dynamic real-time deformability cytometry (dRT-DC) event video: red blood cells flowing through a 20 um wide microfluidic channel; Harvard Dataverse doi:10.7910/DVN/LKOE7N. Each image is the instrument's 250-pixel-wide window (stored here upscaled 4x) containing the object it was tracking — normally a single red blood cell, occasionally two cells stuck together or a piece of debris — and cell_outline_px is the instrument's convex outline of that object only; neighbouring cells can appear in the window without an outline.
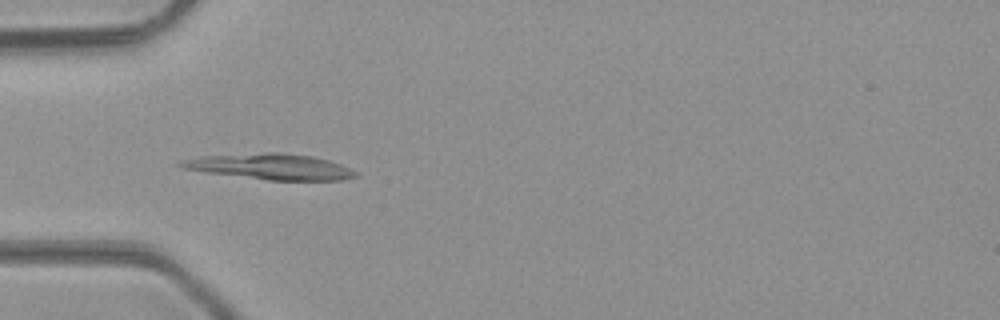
{"species": "common noctule bat (a hibernating species)", "species_latin": "Nyctalus noctula", "temperature_condition": "room temperature", "stored_images_in_passage": 37, "camera_frame_rate_fps": 3000, "um_per_image_px": 0.085, "animal": {"sex": "male", "body_mass_g": 23.1, "forearm_length_mm": 52.7}, "frame": {"image": 1, "passage_image": 4, "time_ms": 1.0, "image_size_px": [1000, 320], "cell_outline_px": [[360, 176], [344, 180], [268, 180], [204, 172], [184, 168], [176, 164], [176, 160], [200, 156], [268, 152], [284, 152], [312, 156], [328, 160], [340, 164], [356, 172]], "centroid_in_image_um": [22.95, 14.16], "position_along_channel_um": 62.1, "area_um2": 26.41}}
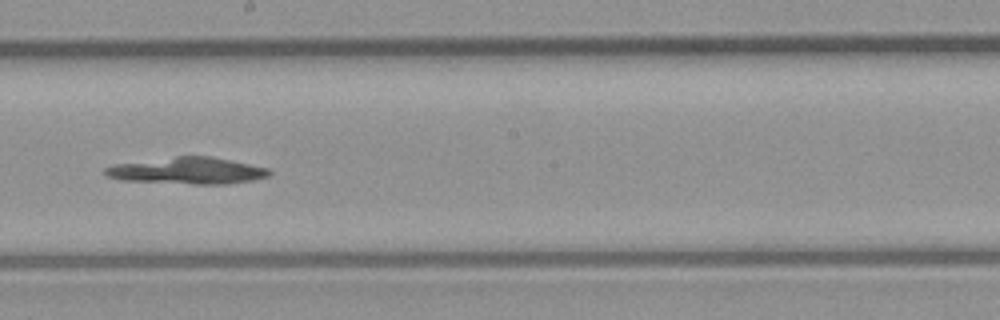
{"frame": {"image": 2, "passage_image": 16, "time_ms": 5.0, "image_size_px": [1000, 320], "cell_outline_px": [[272, 172], [268, 176], [252, 180], [228, 184], [192, 184], [120, 180], [104, 176], [104, 168], [112, 164], [176, 156], [212, 156], [268, 168]], "centroid_in_image_um": [15.88, 14.51], "position_along_channel_um": 232.3, "area_um2": 25.66}}
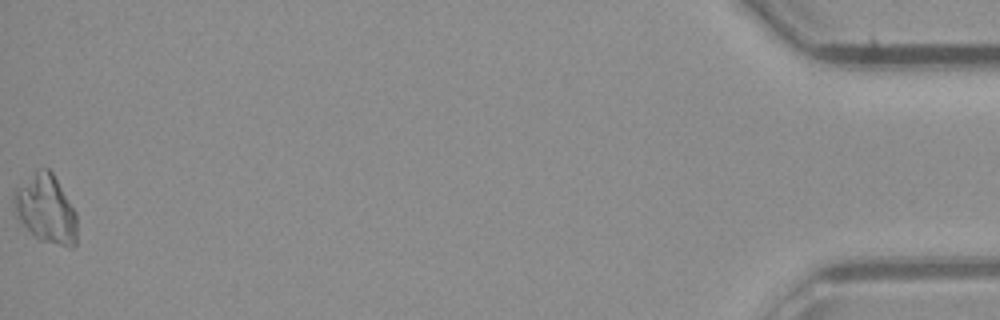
{"frame": {"image": 3, "passage_image": 37, "time_ms": 12.0, "image_size_px": [1000, 320], "cell_outline_px": [[76, 244], [72, 248], [68, 248], [40, 240], [16, 216], [12, 200], [12, 192], [36, 168], [48, 168], [52, 172], [76, 212]], "centroid_in_image_um": [3.89, 17.74], "position_along_channel_um": 431.3, "area_um2": 25.2}}